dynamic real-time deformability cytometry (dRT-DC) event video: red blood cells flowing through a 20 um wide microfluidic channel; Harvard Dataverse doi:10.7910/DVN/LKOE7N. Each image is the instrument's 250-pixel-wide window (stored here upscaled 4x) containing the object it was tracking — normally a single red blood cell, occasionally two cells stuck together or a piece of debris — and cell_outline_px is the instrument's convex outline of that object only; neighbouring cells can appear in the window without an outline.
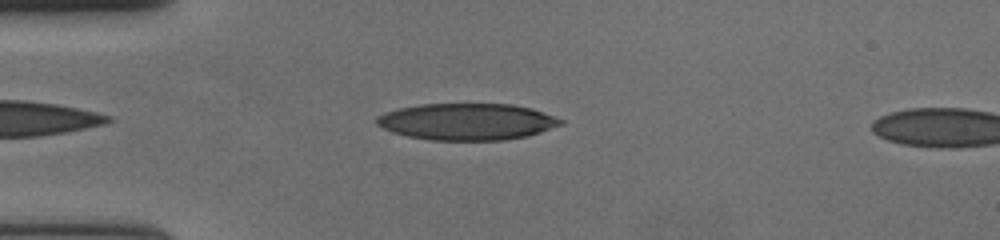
{"species": "human", "species_latin": "Homo sapiens", "temperature_condition": "cold", "stored_images_in_passage": 7, "camera_frame_rate_fps": 3000, "um_per_image_px": 0.085, "donor": {"sex": "female"}, "frame": {"image": 1, "passage_image": 4, "time_ms": 1.0, "image_size_px": [1000, 240], "cell_outline_px": [[564, 124], [540, 132], [524, 136], [504, 140], [432, 140], [408, 136], [392, 132], [376, 124], [376, 116], [384, 112], [400, 108], [420, 104], [512, 104], [532, 108], [556, 116], [564, 120]], "centroid_in_image_um": [39.71, 10.33], "position_along_channel_um": 45.3, "area_um2": 39.36}}